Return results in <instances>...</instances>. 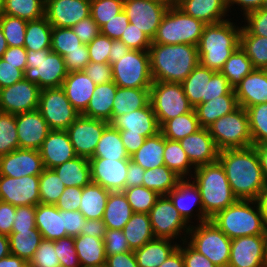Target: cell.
<instances>
[{"label": "cell", "instance_id": "24", "mask_svg": "<svg viewBox=\"0 0 267 267\" xmlns=\"http://www.w3.org/2000/svg\"><path fill=\"white\" fill-rule=\"evenodd\" d=\"M44 168L53 169L77 155L66 130H51L40 148Z\"/></svg>", "mask_w": 267, "mask_h": 267}, {"label": "cell", "instance_id": "43", "mask_svg": "<svg viewBox=\"0 0 267 267\" xmlns=\"http://www.w3.org/2000/svg\"><path fill=\"white\" fill-rule=\"evenodd\" d=\"M9 237L10 253L23 258L27 263L31 260L41 241V232L36 229L11 231Z\"/></svg>", "mask_w": 267, "mask_h": 267}, {"label": "cell", "instance_id": "28", "mask_svg": "<svg viewBox=\"0 0 267 267\" xmlns=\"http://www.w3.org/2000/svg\"><path fill=\"white\" fill-rule=\"evenodd\" d=\"M174 4L185 14L204 24H215L225 21L228 0H175Z\"/></svg>", "mask_w": 267, "mask_h": 267}, {"label": "cell", "instance_id": "69", "mask_svg": "<svg viewBox=\"0 0 267 267\" xmlns=\"http://www.w3.org/2000/svg\"><path fill=\"white\" fill-rule=\"evenodd\" d=\"M222 95H235V92L228 79L220 71H216L209 81L208 101Z\"/></svg>", "mask_w": 267, "mask_h": 267}, {"label": "cell", "instance_id": "44", "mask_svg": "<svg viewBox=\"0 0 267 267\" xmlns=\"http://www.w3.org/2000/svg\"><path fill=\"white\" fill-rule=\"evenodd\" d=\"M201 128L195 109L179 115L171 120H167L160 131L163 136L170 140L179 141Z\"/></svg>", "mask_w": 267, "mask_h": 267}, {"label": "cell", "instance_id": "3", "mask_svg": "<svg viewBox=\"0 0 267 267\" xmlns=\"http://www.w3.org/2000/svg\"><path fill=\"white\" fill-rule=\"evenodd\" d=\"M238 27L227 19L205 25L197 46L199 63L211 70L220 71L240 45L241 28Z\"/></svg>", "mask_w": 267, "mask_h": 267}, {"label": "cell", "instance_id": "52", "mask_svg": "<svg viewBox=\"0 0 267 267\" xmlns=\"http://www.w3.org/2000/svg\"><path fill=\"white\" fill-rule=\"evenodd\" d=\"M253 145L267 142V103L246 108Z\"/></svg>", "mask_w": 267, "mask_h": 267}, {"label": "cell", "instance_id": "53", "mask_svg": "<svg viewBox=\"0 0 267 267\" xmlns=\"http://www.w3.org/2000/svg\"><path fill=\"white\" fill-rule=\"evenodd\" d=\"M122 192L126 196L134 213L148 214L160 197L158 193L144 186L125 188Z\"/></svg>", "mask_w": 267, "mask_h": 267}, {"label": "cell", "instance_id": "56", "mask_svg": "<svg viewBox=\"0 0 267 267\" xmlns=\"http://www.w3.org/2000/svg\"><path fill=\"white\" fill-rule=\"evenodd\" d=\"M83 43L72 28H52L51 51L60 54L63 58L71 51L81 50Z\"/></svg>", "mask_w": 267, "mask_h": 267}, {"label": "cell", "instance_id": "30", "mask_svg": "<svg viewBox=\"0 0 267 267\" xmlns=\"http://www.w3.org/2000/svg\"><path fill=\"white\" fill-rule=\"evenodd\" d=\"M35 225L45 240L55 241L67 236L64 227V210L58 209L55 205L38 204Z\"/></svg>", "mask_w": 267, "mask_h": 267}, {"label": "cell", "instance_id": "67", "mask_svg": "<svg viewBox=\"0 0 267 267\" xmlns=\"http://www.w3.org/2000/svg\"><path fill=\"white\" fill-rule=\"evenodd\" d=\"M129 24L130 22L128 16L123 10L100 28L101 34L108 36L113 40L120 39L122 33L125 31L126 27Z\"/></svg>", "mask_w": 267, "mask_h": 267}, {"label": "cell", "instance_id": "37", "mask_svg": "<svg viewBox=\"0 0 267 267\" xmlns=\"http://www.w3.org/2000/svg\"><path fill=\"white\" fill-rule=\"evenodd\" d=\"M150 102V88H121L117 86L112 107V121L120 115L145 107Z\"/></svg>", "mask_w": 267, "mask_h": 267}, {"label": "cell", "instance_id": "79", "mask_svg": "<svg viewBox=\"0 0 267 267\" xmlns=\"http://www.w3.org/2000/svg\"><path fill=\"white\" fill-rule=\"evenodd\" d=\"M105 233L106 226L102 219H86L85 225L80 232V234H85L96 238H104Z\"/></svg>", "mask_w": 267, "mask_h": 267}, {"label": "cell", "instance_id": "22", "mask_svg": "<svg viewBox=\"0 0 267 267\" xmlns=\"http://www.w3.org/2000/svg\"><path fill=\"white\" fill-rule=\"evenodd\" d=\"M19 148L40 150L51 131L38 109L16 114Z\"/></svg>", "mask_w": 267, "mask_h": 267}, {"label": "cell", "instance_id": "35", "mask_svg": "<svg viewBox=\"0 0 267 267\" xmlns=\"http://www.w3.org/2000/svg\"><path fill=\"white\" fill-rule=\"evenodd\" d=\"M165 137L160 131L154 136L147 137L143 145L130 156V160L149 170L164 165Z\"/></svg>", "mask_w": 267, "mask_h": 267}, {"label": "cell", "instance_id": "6", "mask_svg": "<svg viewBox=\"0 0 267 267\" xmlns=\"http://www.w3.org/2000/svg\"><path fill=\"white\" fill-rule=\"evenodd\" d=\"M206 24L185 14L174 3L164 14L152 43L198 46Z\"/></svg>", "mask_w": 267, "mask_h": 267}, {"label": "cell", "instance_id": "38", "mask_svg": "<svg viewBox=\"0 0 267 267\" xmlns=\"http://www.w3.org/2000/svg\"><path fill=\"white\" fill-rule=\"evenodd\" d=\"M65 187L83 188L91 182L89 159L76 156L53 168Z\"/></svg>", "mask_w": 267, "mask_h": 267}, {"label": "cell", "instance_id": "68", "mask_svg": "<svg viewBox=\"0 0 267 267\" xmlns=\"http://www.w3.org/2000/svg\"><path fill=\"white\" fill-rule=\"evenodd\" d=\"M82 188L80 187H66L55 206L64 211H79L81 202Z\"/></svg>", "mask_w": 267, "mask_h": 267}, {"label": "cell", "instance_id": "27", "mask_svg": "<svg viewBox=\"0 0 267 267\" xmlns=\"http://www.w3.org/2000/svg\"><path fill=\"white\" fill-rule=\"evenodd\" d=\"M190 180L182 179L178 185L172 189L167 196L173 203L174 207L178 210L179 214L184 220L189 223L191 212H193V206L198 205V217L199 223L210 220L203 212L202 201L198 187Z\"/></svg>", "mask_w": 267, "mask_h": 267}, {"label": "cell", "instance_id": "49", "mask_svg": "<svg viewBox=\"0 0 267 267\" xmlns=\"http://www.w3.org/2000/svg\"><path fill=\"white\" fill-rule=\"evenodd\" d=\"M2 14L26 21L36 20L45 16V0H5Z\"/></svg>", "mask_w": 267, "mask_h": 267}, {"label": "cell", "instance_id": "13", "mask_svg": "<svg viewBox=\"0 0 267 267\" xmlns=\"http://www.w3.org/2000/svg\"><path fill=\"white\" fill-rule=\"evenodd\" d=\"M155 238L177 239L180 232H189L184 218L179 214L167 195H161L148 213ZM188 226V227H187Z\"/></svg>", "mask_w": 267, "mask_h": 267}, {"label": "cell", "instance_id": "64", "mask_svg": "<svg viewBox=\"0 0 267 267\" xmlns=\"http://www.w3.org/2000/svg\"><path fill=\"white\" fill-rule=\"evenodd\" d=\"M35 212L36 206H17L15 212L16 218L14 219L11 231L36 229Z\"/></svg>", "mask_w": 267, "mask_h": 267}, {"label": "cell", "instance_id": "4", "mask_svg": "<svg viewBox=\"0 0 267 267\" xmlns=\"http://www.w3.org/2000/svg\"><path fill=\"white\" fill-rule=\"evenodd\" d=\"M193 168L195 175L191 174V177L195 179L193 182L199 189L203 212L209 219L238 200L218 160Z\"/></svg>", "mask_w": 267, "mask_h": 267}, {"label": "cell", "instance_id": "73", "mask_svg": "<svg viewBox=\"0 0 267 267\" xmlns=\"http://www.w3.org/2000/svg\"><path fill=\"white\" fill-rule=\"evenodd\" d=\"M86 218L80 211H64V227L67 236L76 237L80 235L85 225Z\"/></svg>", "mask_w": 267, "mask_h": 267}, {"label": "cell", "instance_id": "59", "mask_svg": "<svg viewBox=\"0 0 267 267\" xmlns=\"http://www.w3.org/2000/svg\"><path fill=\"white\" fill-rule=\"evenodd\" d=\"M31 267H59L60 261L54 250V241L43 239L28 262Z\"/></svg>", "mask_w": 267, "mask_h": 267}, {"label": "cell", "instance_id": "26", "mask_svg": "<svg viewBox=\"0 0 267 267\" xmlns=\"http://www.w3.org/2000/svg\"><path fill=\"white\" fill-rule=\"evenodd\" d=\"M239 106L267 103V70L254 69L234 88Z\"/></svg>", "mask_w": 267, "mask_h": 267}, {"label": "cell", "instance_id": "23", "mask_svg": "<svg viewBox=\"0 0 267 267\" xmlns=\"http://www.w3.org/2000/svg\"><path fill=\"white\" fill-rule=\"evenodd\" d=\"M179 143L195 167L218 160L219 150L208 128L201 127L195 133L179 140Z\"/></svg>", "mask_w": 267, "mask_h": 267}, {"label": "cell", "instance_id": "62", "mask_svg": "<svg viewBox=\"0 0 267 267\" xmlns=\"http://www.w3.org/2000/svg\"><path fill=\"white\" fill-rule=\"evenodd\" d=\"M103 240L106 256L132 251L122 230L106 229Z\"/></svg>", "mask_w": 267, "mask_h": 267}, {"label": "cell", "instance_id": "7", "mask_svg": "<svg viewBox=\"0 0 267 267\" xmlns=\"http://www.w3.org/2000/svg\"><path fill=\"white\" fill-rule=\"evenodd\" d=\"M27 61L24 79L41 89L61 87L68 75L64 58L51 49L33 51L26 49Z\"/></svg>", "mask_w": 267, "mask_h": 267}, {"label": "cell", "instance_id": "33", "mask_svg": "<svg viewBox=\"0 0 267 267\" xmlns=\"http://www.w3.org/2000/svg\"><path fill=\"white\" fill-rule=\"evenodd\" d=\"M239 107L236 95H222L202 102L195 109L201 127L208 128L217 119Z\"/></svg>", "mask_w": 267, "mask_h": 267}, {"label": "cell", "instance_id": "36", "mask_svg": "<svg viewBox=\"0 0 267 267\" xmlns=\"http://www.w3.org/2000/svg\"><path fill=\"white\" fill-rule=\"evenodd\" d=\"M169 239L155 238L134 250L139 267H159L179 246Z\"/></svg>", "mask_w": 267, "mask_h": 267}, {"label": "cell", "instance_id": "78", "mask_svg": "<svg viewBox=\"0 0 267 267\" xmlns=\"http://www.w3.org/2000/svg\"><path fill=\"white\" fill-rule=\"evenodd\" d=\"M144 173L145 169H143L140 165L134 163L133 161L129 160L125 188L142 186Z\"/></svg>", "mask_w": 267, "mask_h": 267}, {"label": "cell", "instance_id": "45", "mask_svg": "<svg viewBox=\"0 0 267 267\" xmlns=\"http://www.w3.org/2000/svg\"><path fill=\"white\" fill-rule=\"evenodd\" d=\"M182 180L174 171L166 165L145 170L142 186L155 191L160 196L167 195Z\"/></svg>", "mask_w": 267, "mask_h": 267}, {"label": "cell", "instance_id": "10", "mask_svg": "<svg viewBox=\"0 0 267 267\" xmlns=\"http://www.w3.org/2000/svg\"><path fill=\"white\" fill-rule=\"evenodd\" d=\"M150 103L160 127L193 109L181 83L174 82L154 81L150 87Z\"/></svg>", "mask_w": 267, "mask_h": 267}, {"label": "cell", "instance_id": "9", "mask_svg": "<svg viewBox=\"0 0 267 267\" xmlns=\"http://www.w3.org/2000/svg\"><path fill=\"white\" fill-rule=\"evenodd\" d=\"M188 244L217 267H228L231 241L211 220L190 226Z\"/></svg>", "mask_w": 267, "mask_h": 267}, {"label": "cell", "instance_id": "54", "mask_svg": "<svg viewBox=\"0 0 267 267\" xmlns=\"http://www.w3.org/2000/svg\"><path fill=\"white\" fill-rule=\"evenodd\" d=\"M19 148L16 115L0 111V156Z\"/></svg>", "mask_w": 267, "mask_h": 267}, {"label": "cell", "instance_id": "5", "mask_svg": "<svg viewBox=\"0 0 267 267\" xmlns=\"http://www.w3.org/2000/svg\"><path fill=\"white\" fill-rule=\"evenodd\" d=\"M250 204H254L253 208ZM256 204V206H255ZM210 220L230 239L263 235L265 215L257 200H237L217 212Z\"/></svg>", "mask_w": 267, "mask_h": 267}, {"label": "cell", "instance_id": "47", "mask_svg": "<svg viewBox=\"0 0 267 267\" xmlns=\"http://www.w3.org/2000/svg\"><path fill=\"white\" fill-rule=\"evenodd\" d=\"M240 47L246 52L254 69L267 70V37L251 35L241 27Z\"/></svg>", "mask_w": 267, "mask_h": 267}, {"label": "cell", "instance_id": "19", "mask_svg": "<svg viewBox=\"0 0 267 267\" xmlns=\"http://www.w3.org/2000/svg\"><path fill=\"white\" fill-rule=\"evenodd\" d=\"M91 182L110 192H122L125 189L129 160L90 158Z\"/></svg>", "mask_w": 267, "mask_h": 267}, {"label": "cell", "instance_id": "42", "mask_svg": "<svg viewBox=\"0 0 267 267\" xmlns=\"http://www.w3.org/2000/svg\"><path fill=\"white\" fill-rule=\"evenodd\" d=\"M91 158L130 160L118 129L111 124L104 129Z\"/></svg>", "mask_w": 267, "mask_h": 267}, {"label": "cell", "instance_id": "57", "mask_svg": "<svg viewBox=\"0 0 267 267\" xmlns=\"http://www.w3.org/2000/svg\"><path fill=\"white\" fill-rule=\"evenodd\" d=\"M124 0H90V15L101 28L123 11Z\"/></svg>", "mask_w": 267, "mask_h": 267}, {"label": "cell", "instance_id": "66", "mask_svg": "<svg viewBox=\"0 0 267 267\" xmlns=\"http://www.w3.org/2000/svg\"><path fill=\"white\" fill-rule=\"evenodd\" d=\"M83 71L96 85L113 81L112 67L109 63L89 62Z\"/></svg>", "mask_w": 267, "mask_h": 267}, {"label": "cell", "instance_id": "18", "mask_svg": "<svg viewBox=\"0 0 267 267\" xmlns=\"http://www.w3.org/2000/svg\"><path fill=\"white\" fill-rule=\"evenodd\" d=\"M228 267H267L263 235L232 239Z\"/></svg>", "mask_w": 267, "mask_h": 267}, {"label": "cell", "instance_id": "74", "mask_svg": "<svg viewBox=\"0 0 267 267\" xmlns=\"http://www.w3.org/2000/svg\"><path fill=\"white\" fill-rule=\"evenodd\" d=\"M16 206L0 201V234L9 236L13 227Z\"/></svg>", "mask_w": 267, "mask_h": 267}, {"label": "cell", "instance_id": "70", "mask_svg": "<svg viewBox=\"0 0 267 267\" xmlns=\"http://www.w3.org/2000/svg\"><path fill=\"white\" fill-rule=\"evenodd\" d=\"M64 62L68 72L83 71L86 65L90 62L87 45L83 44L81 50L69 52L64 57Z\"/></svg>", "mask_w": 267, "mask_h": 267}, {"label": "cell", "instance_id": "34", "mask_svg": "<svg viewBox=\"0 0 267 267\" xmlns=\"http://www.w3.org/2000/svg\"><path fill=\"white\" fill-rule=\"evenodd\" d=\"M74 246L81 267H99L105 265L106 254L103 238L80 234L74 237Z\"/></svg>", "mask_w": 267, "mask_h": 267}, {"label": "cell", "instance_id": "29", "mask_svg": "<svg viewBox=\"0 0 267 267\" xmlns=\"http://www.w3.org/2000/svg\"><path fill=\"white\" fill-rule=\"evenodd\" d=\"M72 106L82 114L93 95L96 84L84 71L69 72L61 86Z\"/></svg>", "mask_w": 267, "mask_h": 267}, {"label": "cell", "instance_id": "16", "mask_svg": "<svg viewBox=\"0 0 267 267\" xmlns=\"http://www.w3.org/2000/svg\"><path fill=\"white\" fill-rule=\"evenodd\" d=\"M0 201L16 207L40 204L39 175L19 178L0 175Z\"/></svg>", "mask_w": 267, "mask_h": 267}, {"label": "cell", "instance_id": "2", "mask_svg": "<svg viewBox=\"0 0 267 267\" xmlns=\"http://www.w3.org/2000/svg\"><path fill=\"white\" fill-rule=\"evenodd\" d=\"M148 53L153 81L182 83L199 64L195 45L152 43Z\"/></svg>", "mask_w": 267, "mask_h": 267}, {"label": "cell", "instance_id": "77", "mask_svg": "<svg viewBox=\"0 0 267 267\" xmlns=\"http://www.w3.org/2000/svg\"><path fill=\"white\" fill-rule=\"evenodd\" d=\"M119 133L129 157L143 145L146 139L140 134L128 133V130H119Z\"/></svg>", "mask_w": 267, "mask_h": 267}, {"label": "cell", "instance_id": "65", "mask_svg": "<svg viewBox=\"0 0 267 267\" xmlns=\"http://www.w3.org/2000/svg\"><path fill=\"white\" fill-rule=\"evenodd\" d=\"M74 33L79 37L80 41L88 45L100 33L101 29L92 19V16L82 19L77 24L71 27Z\"/></svg>", "mask_w": 267, "mask_h": 267}, {"label": "cell", "instance_id": "31", "mask_svg": "<svg viewBox=\"0 0 267 267\" xmlns=\"http://www.w3.org/2000/svg\"><path fill=\"white\" fill-rule=\"evenodd\" d=\"M116 91L117 85L113 81L96 85L90 102L82 115L111 123Z\"/></svg>", "mask_w": 267, "mask_h": 267}, {"label": "cell", "instance_id": "12", "mask_svg": "<svg viewBox=\"0 0 267 267\" xmlns=\"http://www.w3.org/2000/svg\"><path fill=\"white\" fill-rule=\"evenodd\" d=\"M38 110L51 130H66L80 115L62 87L41 89Z\"/></svg>", "mask_w": 267, "mask_h": 267}, {"label": "cell", "instance_id": "60", "mask_svg": "<svg viewBox=\"0 0 267 267\" xmlns=\"http://www.w3.org/2000/svg\"><path fill=\"white\" fill-rule=\"evenodd\" d=\"M119 40L124 42L130 50H149L152 44V40L132 23L126 27Z\"/></svg>", "mask_w": 267, "mask_h": 267}, {"label": "cell", "instance_id": "76", "mask_svg": "<svg viewBox=\"0 0 267 267\" xmlns=\"http://www.w3.org/2000/svg\"><path fill=\"white\" fill-rule=\"evenodd\" d=\"M105 267H139L134 251L106 256Z\"/></svg>", "mask_w": 267, "mask_h": 267}, {"label": "cell", "instance_id": "20", "mask_svg": "<svg viewBox=\"0 0 267 267\" xmlns=\"http://www.w3.org/2000/svg\"><path fill=\"white\" fill-rule=\"evenodd\" d=\"M45 16L52 27L71 28L90 16V0H45Z\"/></svg>", "mask_w": 267, "mask_h": 267}, {"label": "cell", "instance_id": "63", "mask_svg": "<svg viewBox=\"0 0 267 267\" xmlns=\"http://www.w3.org/2000/svg\"><path fill=\"white\" fill-rule=\"evenodd\" d=\"M247 25L243 26L251 35L267 37V11L258 9L245 15Z\"/></svg>", "mask_w": 267, "mask_h": 267}, {"label": "cell", "instance_id": "61", "mask_svg": "<svg viewBox=\"0 0 267 267\" xmlns=\"http://www.w3.org/2000/svg\"><path fill=\"white\" fill-rule=\"evenodd\" d=\"M112 41L113 39L101 33L96 38H94L87 45L90 62L108 63Z\"/></svg>", "mask_w": 267, "mask_h": 267}, {"label": "cell", "instance_id": "21", "mask_svg": "<svg viewBox=\"0 0 267 267\" xmlns=\"http://www.w3.org/2000/svg\"><path fill=\"white\" fill-rule=\"evenodd\" d=\"M44 170L40 151L18 148L0 156V175L19 178L40 175Z\"/></svg>", "mask_w": 267, "mask_h": 267}, {"label": "cell", "instance_id": "14", "mask_svg": "<svg viewBox=\"0 0 267 267\" xmlns=\"http://www.w3.org/2000/svg\"><path fill=\"white\" fill-rule=\"evenodd\" d=\"M169 2L157 0H124L123 10L129 22L154 39Z\"/></svg>", "mask_w": 267, "mask_h": 267}, {"label": "cell", "instance_id": "17", "mask_svg": "<svg viewBox=\"0 0 267 267\" xmlns=\"http://www.w3.org/2000/svg\"><path fill=\"white\" fill-rule=\"evenodd\" d=\"M41 88L25 79L0 89V111L19 114L38 109Z\"/></svg>", "mask_w": 267, "mask_h": 267}, {"label": "cell", "instance_id": "40", "mask_svg": "<svg viewBox=\"0 0 267 267\" xmlns=\"http://www.w3.org/2000/svg\"><path fill=\"white\" fill-rule=\"evenodd\" d=\"M110 191L90 182L82 188L79 211L86 219H102Z\"/></svg>", "mask_w": 267, "mask_h": 267}, {"label": "cell", "instance_id": "48", "mask_svg": "<svg viewBox=\"0 0 267 267\" xmlns=\"http://www.w3.org/2000/svg\"><path fill=\"white\" fill-rule=\"evenodd\" d=\"M253 70L251 60L239 45L225 62L220 72L228 79L230 86L234 89Z\"/></svg>", "mask_w": 267, "mask_h": 267}, {"label": "cell", "instance_id": "15", "mask_svg": "<svg viewBox=\"0 0 267 267\" xmlns=\"http://www.w3.org/2000/svg\"><path fill=\"white\" fill-rule=\"evenodd\" d=\"M110 123L80 114L66 129L77 156L90 159L104 129Z\"/></svg>", "mask_w": 267, "mask_h": 267}, {"label": "cell", "instance_id": "25", "mask_svg": "<svg viewBox=\"0 0 267 267\" xmlns=\"http://www.w3.org/2000/svg\"><path fill=\"white\" fill-rule=\"evenodd\" d=\"M110 124L118 130H128V133L140 134L145 138L160 132V126L150 102L141 109L117 116Z\"/></svg>", "mask_w": 267, "mask_h": 267}, {"label": "cell", "instance_id": "80", "mask_svg": "<svg viewBox=\"0 0 267 267\" xmlns=\"http://www.w3.org/2000/svg\"><path fill=\"white\" fill-rule=\"evenodd\" d=\"M130 51V48L121 40L116 39L112 41L111 49L109 52V64L112 65L116 61H119L121 57Z\"/></svg>", "mask_w": 267, "mask_h": 267}, {"label": "cell", "instance_id": "1", "mask_svg": "<svg viewBox=\"0 0 267 267\" xmlns=\"http://www.w3.org/2000/svg\"><path fill=\"white\" fill-rule=\"evenodd\" d=\"M232 192L238 200H257L267 185L254 146L224 149L218 153Z\"/></svg>", "mask_w": 267, "mask_h": 267}, {"label": "cell", "instance_id": "51", "mask_svg": "<svg viewBox=\"0 0 267 267\" xmlns=\"http://www.w3.org/2000/svg\"><path fill=\"white\" fill-rule=\"evenodd\" d=\"M65 188L53 169L44 168L39 175L40 204L55 205Z\"/></svg>", "mask_w": 267, "mask_h": 267}, {"label": "cell", "instance_id": "39", "mask_svg": "<svg viewBox=\"0 0 267 267\" xmlns=\"http://www.w3.org/2000/svg\"><path fill=\"white\" fill-rule=\"evenodd\" d=\"M133 214L123 192H110L102 218L106 229L122 230Z\"/></svg>", "mask_w": 267, "mask_h": 267}, {"label": "cell", "instance_id": "50", "mask_svg": "<svg viewBox=\"0 0 267 267\" xmlns=\"http://www.w3.org/2000/svg\"><path fill=\"white\" fill-rule=\"evenodd\" d=\"M164 165L174 171L182 179L186 178L189 170L194 166L179 141L165 138ZM191 166V167H190ZM185 176V177H184Z\"/></svg>", "mask_w": 267, "mask_h": 267}, {"label": "cell", "instance_id": "46", "mask_svg": "<svg viewBox=\"0 0 267 267\" xmlns=\"http://www.w3.org/2000/svg\"><path fill=\"white\" fill-rule=\"evenodd\" d=\"M52 28L46 16L27 21L24 48L33 51L51 49Z\"/></svg>", "mask_w": 267, "mask_h": 267}, {"label": "cell", "instance_id": "71", "mask_svg": "<svg viewBox=\"0 0 267 267\" xmlns=\"http://www.w3.org/2000/svg\"><path fill=\"white\" fill-rule=\"evenodd\" d=\"M24 79V72L0 58V89Z\"/></svg>", "mask_w": 267, "mask_h": 267}, {"label": "cell", "instance_id": "41", "mask_svg": "<svg viewBox=\"0 0 267 267\" xmlns=\"http://www.w3.org/2000/svg\"><path fill=\"white\" fill-rule=\"evenodd\" d=\"M131 250L144 246L155 239L147 213H134L122 229Z\"/></svg>", "mask_w": 267, "mask_h": 267}, {"label": "cell", "instance_id": "32", "mask_svg": "<svg viewBox=\"0 0 267 267\" xmlns=\"http://www.w3.org/2000/svg\"><path fill=\"white\" fill-rule=\"evenodd\" d=\"M215 72L199 63L181 83L193 108H196L202 102L208 101L209 81Z\"/></svg>", "mask_w": 267, "mask_h": 267}, {"label": "cell", "instance_id": "75", "mask_svg": "<svg viewBox=\"0 0 267 267\" xmlns=\"http://www.w3.org/2000/svg\"><path fill=\"white\" fill-rule=\"evenodd\" d=\"M2 59L12 65H16V68L24 72L26 69L27 51L24 47H8Z\"/></svg>", "mask_w": 267, "mask_h": 267}, {"label": "cell", "instance_id": "55", "mask_svg": "<svg viewBox=\"0 0 267 267\" xmlns=\"http://www.w3.org/2000/svg\"><path fill=\"white\" fill-rule=\"evenodd\" d=\"M27 21L7 14H0V27L8 47H24Z\"/></svg>", "mask_w": 267, "mask_h": 267}, {"label": "cell", "instance_id": "58", "mask_svg": "<svg viewBox=\"0 0 267 267\" xmlns=\"http://www.w3.org/2000/svg\"><path fill=\"white\" fill-rule=\"evenodd\" d=\"M54 250L62 267H81L74 246V237L66 236L55 240Z\"/></svg>", "mask_w": 267, "mask_h": 267}, {"label": "cell", "instance_id": "8", "mask_svg": "<svg viewBox=\"0 0 267 267\" xmlns=\"http://www.w3.org/2000/svg\"><path fill=\"white\" fill-rule=\"evenodd\" d=\"M208 130L219 151L253 146L248 113L241 106L217 119Z\"/></svg>", "mask_w": 267, "mask_h": 267}, {"label": "cell", "instance_id": "11", "mask_svg": "<svg viewBox=\"0 0 267 267\" xmlns=\"http://www.w3.org/2000/svg\"><path fill=\"white\" fill-rule=\"evenodd\" d=\"M113 82L121 88H150L153 81L148 50H130L111 65Z\"/></svg>", "mask_w": 267, "mask_h": 267}, {"label": "cell", "instance_id": "72", "mask_svg": "<svg viewBox=\"0 0 267 267\" xmlns=\"http://www.w3.org/2000/svg\"><path fill=\"white\" fill-rule=\"evenodd\" d=\"M187 245L188 247L186 246L185 248L180 245L178 246L182 253L184 267H217L203 254L198 253L189 244Z\"/></svg>", "mask_w": 267, "mask_h": 267}]
</instances>
